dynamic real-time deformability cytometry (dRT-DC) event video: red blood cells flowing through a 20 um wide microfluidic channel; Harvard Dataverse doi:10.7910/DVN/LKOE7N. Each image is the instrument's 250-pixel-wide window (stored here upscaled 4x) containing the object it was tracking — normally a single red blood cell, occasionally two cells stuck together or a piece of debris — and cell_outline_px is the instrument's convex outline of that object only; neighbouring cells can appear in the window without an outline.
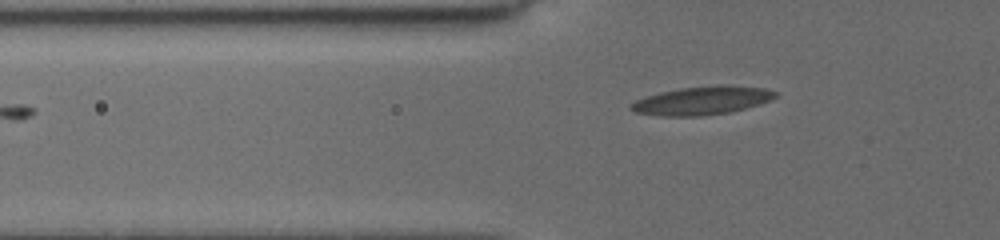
{"species": "common noctule bat (a hibernating species)", "species_latin": "Nyctalus noctula", "temperature_condition": "cold", "stored_images_in_passage": 4, "camera_frame_rate_fps": 3000, "um_per_image_px": 0.085, "animal": {"sex": "female", "body_mass_g": 19.5, "forearm_length_mm": 54.1}, "frame": {"image": 1, "passage_image": 4, "time_ms": 3.333, "image_size_px": [1000, 240], "cell_outline_px": [[780, 96], [760, 104], [728, 112], [700, 116], [664, 116], [636, 112], [628, 108], [628, 104], [644, 96], [660, 92], [680, 88], [720, 84], [764, 88], [780, 92]], "centroid_in_image_um": [59.69, 8.53], "position_along_channel_um": 66.1, "area_um2": 24.04}}